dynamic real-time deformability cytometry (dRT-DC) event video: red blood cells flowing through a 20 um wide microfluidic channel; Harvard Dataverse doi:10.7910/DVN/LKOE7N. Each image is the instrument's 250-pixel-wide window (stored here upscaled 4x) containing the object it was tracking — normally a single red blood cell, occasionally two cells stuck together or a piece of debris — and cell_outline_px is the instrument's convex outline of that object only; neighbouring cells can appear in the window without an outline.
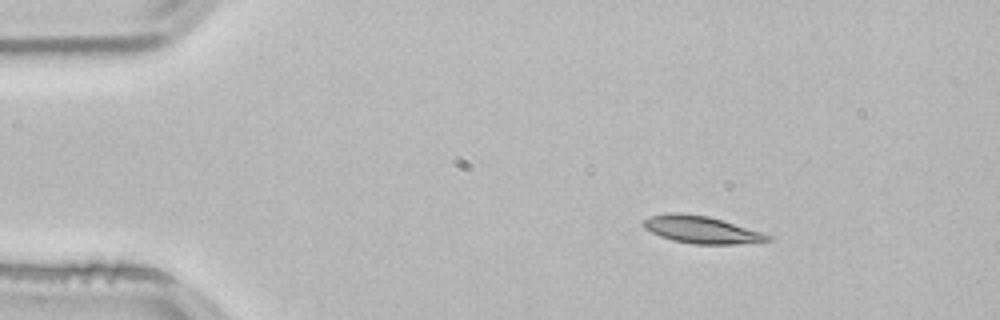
{"species": "common noctule bat (a hibernating species)", "species_latin": "Nyctalus noctula", "temperature_condition": "room temperature", "stored_images_in_passage": 52, "camera_frame_rate_fps": 3000, "um_per_image_px": 0.085, "animal": {"sex": "male", "body_mass_g": 21.5, "forearm_length_mm": 52.0}, "frame": {"image": 1, "passage_image": 7, "time_ms": 2.0, "image_size_px": [1000, 320], "cell_outline_px": [[772, 240], [736, 244], [692, 244], [672, 240], [660, 236], [644, 228], [644, 220], [648, 216], [668, 212], [680, 212], [708, 216], [760, 232], [772, 236]], "centroid_in_image_um": [59.57, 19.51], "position_along_channel_um": 25.4, "area_um2": 19.59}}
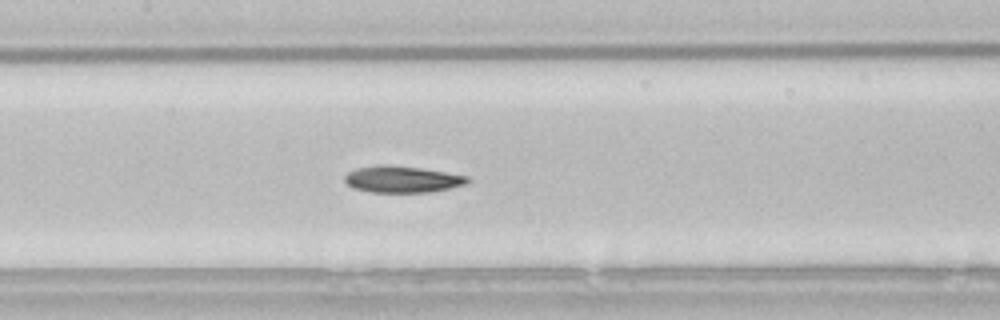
{"frame": {"image": 2, "passage_image": 24, "time_ms": 7.667, "image_size_px": [1000, 320], "cell_outline_px": [[472, 180], [468, 184], [428, 192], [372, 192], [352, 188], [344, 180], [344, 176], [348, 172], [356, 168], [376, 164], [388, 164], [420, 168], [468, 176]], "centroid_in_image_um": [34.17, 15.23], "position_along_channel_um": 173.2, "area_um2": 19.13}}
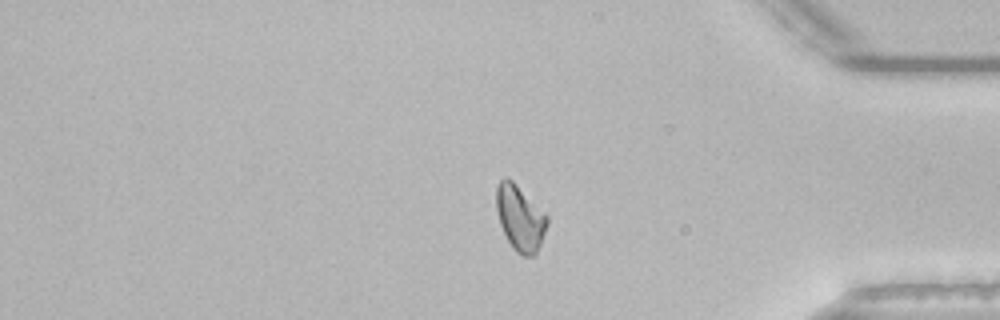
{"frame": {"image": 3, "passage_image": 43, "time_ms": 14.0, "image_size_px": [1000, 320], "cell_outline_px": [[548, 224], [540, 244], [536, 252], [532, 256], [524, 256], [516, 252], [512, 248], [500, 224], [496, 208], [496, 184], [504, 176], [508, 176], [548, 216]], "centroid_in_image_um": [44.19, 18.5], "position_along_channel_um": 391.0, "area_um2": 19.31}, "authors_computed_cell_mechanics": {"area_um2": 19.2763, "velocity_mm_per_s": 3.814, "shape_relaxation_time_tau1_ms": 5.5934, "shape_relaxation_time_tau2_ms": 8.613, "deformation_change_tau1": 0.1388, "deformation_change_tau2": 0.166}}